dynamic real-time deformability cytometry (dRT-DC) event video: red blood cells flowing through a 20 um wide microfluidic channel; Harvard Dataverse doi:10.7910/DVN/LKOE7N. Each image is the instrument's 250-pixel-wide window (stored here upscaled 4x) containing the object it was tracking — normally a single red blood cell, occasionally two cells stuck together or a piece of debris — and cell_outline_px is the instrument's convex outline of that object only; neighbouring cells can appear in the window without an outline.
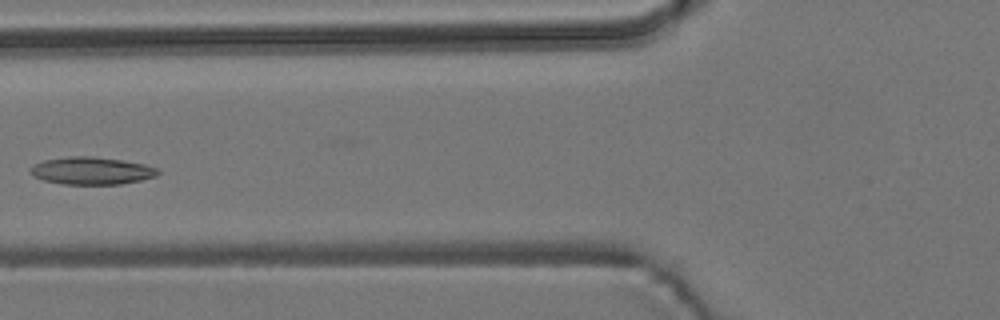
{"species": "common noctule bat (a hibernating species)", "species_latin": "Nyctalus noctula", "temperature_condition": "room temperature", "stored_images_in_passage": 7, "camera_frame_rate_fps": 3000, "um_per_image_px": 0.085, "animal": {"sex": "male", "body_mass_g": 19.2, "forearm_length_mm": 51.8}, "frame": {"image": 1, "passage_image": 6, "time_ms": 6.0, "image_size_px": [1000, 320], "cell_outline_px": [[160, 172], [156, 176], [140, 180], [120, 184], [64, 184], [44, 180], [32, 176], [28, 172], [28, 168], [32, 164], [44, 160], [68, 156], [92, 156], [120, 160], [144, 164], [160, 168]], "centroid_in_image_um": [7.74, 14.51], "position_along_channel_um": 118.1, "area_um2": 20.58}}
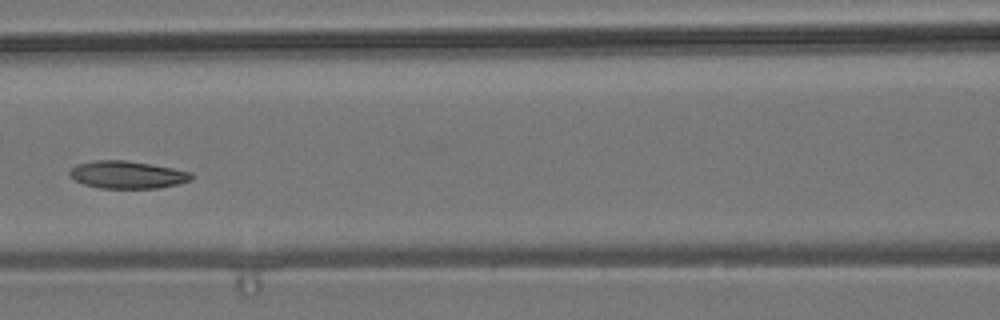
{"frame": {"image": 2, "passage_image": 7, "time_ms": 7.0, "image_size_px": [1000, 320], "cell_outline_px": [[196, 176], [192, 180], [160, 188], [100, 188], [84, 184], [76, 180], [68, 172], [76, 164], [92, 160], [124, 160], [172, 168], [192, 172]], "centroid_in_image_um": [10.85, 14.85], "position_along_channel_um": 155.8, "area_um2": 19.48}}